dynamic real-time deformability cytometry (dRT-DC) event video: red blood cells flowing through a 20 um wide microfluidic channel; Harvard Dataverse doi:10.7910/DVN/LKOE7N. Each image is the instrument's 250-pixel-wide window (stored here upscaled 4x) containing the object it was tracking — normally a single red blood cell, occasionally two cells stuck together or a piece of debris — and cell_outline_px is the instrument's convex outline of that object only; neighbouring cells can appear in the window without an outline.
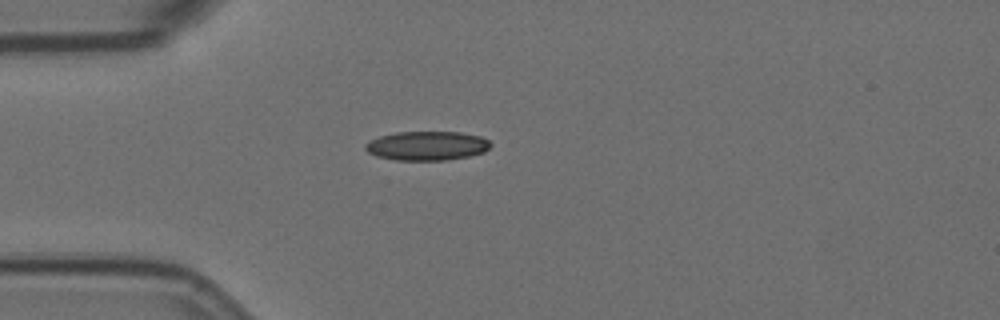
{"species": "Egyptian fruit bat (a non-hibernating species)", "species_latin": "Rousettus aegyptiacus", "temperature_condition": "room temperature", "stored_images_in_passage": 29, "camera_frame_rate_fps": 3000, "um_per_image_px": 0.085, "animal": {"sex": "female"}, "frame": {"image": 1, "passage_image": 1, "time_ms": 0.0, "image_size_px": [1000, 320], "cell_outline_px": [[492, 144], [484, 152], [468, 156], [444, 160], [396, 160], [376, 156], [368, 152], [364, 148], [364, 144], [380, 136], [396, 132], [460, 132], [480, 136], [488, 140]], "centroid_in_image_um": [36.28, 12.39], "position_along_channel_um": 48.7, "area_um2": 21.15}}
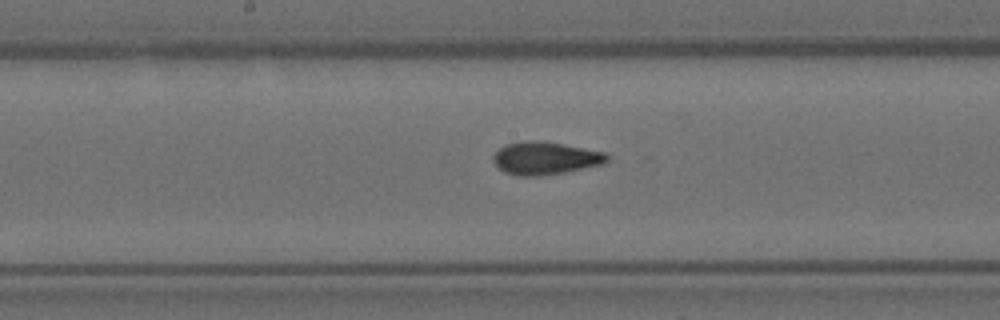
{"frame": {"image": 2, "passage_image": 15, "time_ms": 4.667, "image_size_px": [1000, 320], "cell_outline_px": [[608, 160], [600, 164], [564, 172], [540, 176], [516, 176], [504, 172], [492, 160], [492, 156], [504, 144], [560, 144], [604, 152], [608, 156]], "centroid_in_image_um": [46.32, 13.51], "position_along_channel_um": 201.9, "area_um2": 20.46}}
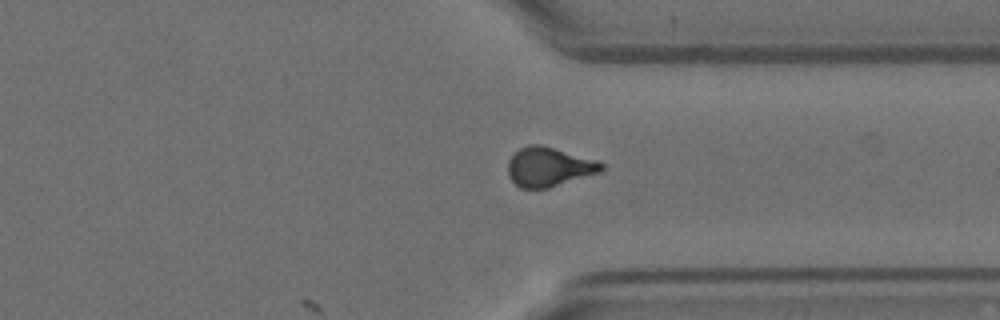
{"frame": {"image": 3, "passage_image": 29, "time_ms": 9.333, "image_size_px": [1000, 320], "cell_outline_px": [[604, 168], [600, 172], [548, 188], [520, 188], [508, 176], [508, 160], [520, 148], [528, 144], [540, 144], [600, 160], [604, 164]], "centroid_in_image_um": [46.68, 14.17], "position_along_channel_um": 364.7, "area_um2": 21.5}, "authors_computed_cell_mechanics": {"area_um2": 21.3282, "velocity_mm_per_s": 3.5164, "shape_relaxation_time_tau1_ms": null, "shape_relaxation_time_tau2_ms": 1.3406, "deformation_change_tau1": null, "deformation_change_tau2": 0.0538}}